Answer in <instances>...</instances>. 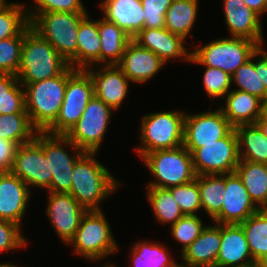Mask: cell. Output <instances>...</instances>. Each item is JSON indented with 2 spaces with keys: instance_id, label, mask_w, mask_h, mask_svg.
Listing matches in <instances>:
<instances>
[{
  "instance_id": "6da1fadb",
  "label": "cell",
  "mask_w": 267,
  "mask_h": 267,
  "mask_svg": "<svg viewBox=\"0 0 267 267\" xmlns=\"http://www.w3.org/2000/svg\"><path fill=\"white\" fill-rule=\"evenodd\" d=\"M96 153L85 152L75 163L70 194L85 209L102 210L99 203L118 189L120 182L96 160Z\"/></svg>"
},
{
  "instance_id": "7a4b0ae2",
  "label": "cell",
  "mask_w": 267,
  "mask_h": 267,
  "mask_svg": "<svg viewBox=\"0 0 267 267\" xmlns=\"http://www.w3.org/2000/svg\"><path fill=\"white\" fill-rule=\"evenodd\" d=\"M77 70L68 66L56 77L24 86L26 111L38 132H45L55 122L64 100L67 80Z\"/></svg>"
},
{
  "instance_id": "3957f363",
  "label": "cell",
  "mask_w": 267,
  "mask_h": 267,
  "mask_svg": "<svg viewBox=\"0 0 267 267\" xmlns=\"http://www.w3.org/2000/svg\"><path fill=\"white\" fill-rule=\"evenodd\" d=\"M69 66L58 51L29 24L24 29L18 81L25 86L60 75Z\"/></svg>"
},
{
  "instance_id": "277c9868",
  "label": "cell",
  "mask_w": 267,
  "mask_h": 267,
  "mask_svg": "<svg viewBox=\"0 0 267 267\" xmlns=\"http://www.w3.org/2000/svg\"><path fill=\"white\" fill-rule=\"evenodd\" d=\"M31 27L77 69V34L88 13H27Z\"/></svg>"
},
{
  "instance_id": "5b68a950",
  "label": "cell",
  "mask_w": 267,
  "mask_h": 267,
  "mask_svg": "<svg viewBox=\"0 0 267 267\" xmlns=\"http://www.w3.org/2000/svg\"><path fill=\"white\" fill-rule=\"evenodd\" d=\"M258 44L240 37L219 38L191 51L189 63L219 68L232 76L258 51Z\"/></svg>"
},
{
  "instance_id": "8992f818",
  "label": "cell",
  "mask_w": 267,
  "mask_h": 267,
  "mask_svg": "<svg viewBox=\"0 0 267 267\" xmlns=\"http://www.w3.org/2000/svg\"><path fill=\"white\" fill-rule=\"evenodd\" d=\"M142 161L156 178L147 187L169 189L196 179L192 155L183 146L146 153Z\"/></svg>"
},
{
  "instance_id": "52a82bcc",
  "label": "cell",
  "mask_w": 267,
  "mask_h": 267,
  "mask_svg": "<svg viewBox=\"0 0 267 267\" xmlns=\"http://www.w3.org/2000/svg\"><path fill=\"white\" fill-rule=\"evenodd\" d=\"M103 213L102 210H89L85 213L74 238L69 242L74 246L75 254L97 262L119 250Z\"/></svg>"
},
{
  "instance_id": "ba28073f",
  "label": "cell",
  "mask_w": 267,
  "mask_h": 267,
  "mask_svg": "<svg viewBox=\"0 0 267 267\" xmlns=\"http://www.w3.org/2000/svg\"><path fill=\"white\" fill-rule=\"evenodd\" d=\"M183 111H164L144 115L141 119V144L135 148L140 158L156 150L173 149L183 145Z\"/></svg>"
},
{
  "instance_id": "9c48e42d",
  "label": "cell",
  "mask_w": 267,
  "mask_h": 267,
  "mask_svg": "<svg viewBox=\"0 0 267 267\" xmlns=\"http://www.w3.org/2000/svg\"><path fill=\"white\" fill-rule=\"evenodd\" d=\"M34 139L43 148L49 162L50 175H53L51 185L47 190L55 193H70L75 163L85 152L65 135L37 132ZM65 146L72 148L75 153L73 157L66 151Z\"/></svg>"
},
{
  "instance_id": "30bf717a",
  "label": "cell",
  "mask_w": 267,
  "mask_h": 267,
  "mask_svg": "<svg viewBox=\"0 0 267 267\" xmlns=\"http://www.w3.org/2000/svg\"><path fill=\"white\" fill-rule=\"evenodd\" d=\"M94 96V85L84 69H78L68 80L64 100L55 122L45 131L51 135H66L82 116Z\"/></svg>"
},
{
  "instance_id": "8fae6325",
  "label": "cell",
  "mask_w": 267,
  "mask_h": 267,
  "mask_svg": "<svg viewBox=\"0 0 267 267\" xmlns=\"http://www.w3.org/2000/svg\"><path fill=\"white\" fill-rule=\"evenodd\" d=\"M113 109L95 95L74 127L65 135L84 152L97 153L104 139Z\"/></svg>"
},
{
  "instance_id": "7c38bea8",
  "label": "cell",
  "mask_w": 267,
  "mask_h": 267,
  "mask_svg": "<svg viewBox=\"0 0 267 267\" xmlns=\"http://www.w3.org/2000/svg\"><path fill=\"white\" fill-rule=\"evenodd\" d=\"M197 175H218L235 172L240 161L238 137L233 129L226 137L202 144L192 154Z\"/></svg>"
},
{
  "instance_id": "4fadbf2b",
  "label": "cell",
  "mask_w": 267,
  "mask_h": 267,
  "mask_svg": "<svg viewBox=\"0 0 267 267\" xmlns=\"http://www.w3.org/2000/svg\"><path fill=\"white\" fill-rule=\"evenodd\" d=\"M186 114L184 118L183 146L192 154L202 144H210L226 137L234 127L222 110Z\"/></svg>"
},
{
  "instance_id": "5bb4252c",
  "label": "cell",
  "mask_w": 267,
  "mask_h": 267,
  "mask_svg": "<svg viewBox=\"0 0 267 267\" xmlns=\"http://www.w3.org/2000/svg\"><path fill=\"white\" fill-rule=\"evenodd\" d=\"M11 172L28 187L43 189L49 188L53 176L50 175V166L44 150L35 139L19 145Z\"/></svg>"
},
{
  "instance_id": "9a60e30c",
  "label": "cell",
  "mask_w": 267,
  "mask_h": 267,
  "mask_svg": "<svg viewBox=\"0 0 267 267\" xmlns=\"http://www.w3.org/2000/svg\"><path fill=\"white\" fill-rule=\"evenodd\" d=\"M46 215L62 242L69 244L88 211L70 193L48 192Z\"/></svg>"
},
{
  "instance_id": "2e32d148",
  "label": "cell",
  "mask_w": 267,
  "mask_h": 267,
  "mask_svg": "<svg viewBox=\"0 0 267 267\" xmlns=\"http://www.w3.org/2000/svg\"><path fill=\"white\" fill-rule=\"evenodd\" d=\"M221 211L212 219L216 224H241L259 208L236 172L225 174V194Z\"/></svg>"
},
{
  "instance_id": "e0dca14e",
  "label": "cell",
  "mask_w": 267,
  "mask_h": 267,
  "mask_svg": "<svg viewBox=\"0 0 267 267\" xmlns=\"http://www.w3.org/2000/svg\"><path fill=\"white\" fill-rule=\"evenodd\" d=\"M93 66L84 70L90 75L94 85V95L113 110H118L127 96L129 78L118 65H103L97 71Z\"/></svg>"
},
{
  "instance_id": "ac0fdd59",
  "label": "cell",
  "mask_w": 267,
  "mask_h": 267,
  "mask_svg": "<svg viewBox=\"0 0 267 267\" xmlns=\"http://www.w3.org/2000/svg\"><path fill=\"white\" fill-rule=\"evenodd\" d=\"M140 47L155 53L166 65L170 59L183 58L190 61L191 51L184 45L183 37L164 28H143L132 38Z\"/></svg>"
},
{
  "instance_id": "d6986e66",
  "label": "cell",
  "mask_w": 267,
  "mask_h": 267,
  "mask_svg": "<svg viewBox=\"0 0 267 267\" xmlns=\"http://www.w3.org/2000/svg\"><path fill=\"white\" fill-rule=\"evenodd\" d=\"M29 187L10 172L0 173V220L21 226L31 197Z\"/></svg>"
},
{
  "instance_id": "ffe728a7",
  "label": "cell",
  "mask_w": 267,
  "mask_h": 267,
  "mask_svg": "<svg viewBox=\"0 0 267 267\" xmlns=\"http://www.w3.org/2000/svg\"><path fill=\"white\" fill-rule=\"evenodd\" d=\"M255 264L245 233L239 224H221V244L216 267H248Z\"/></svg>"
},
{
  "instance_id": "44dd1931",
  "label": "cell",
  "mask_w": 267,
  "mask_h": 267,
  "mask_svg": "<svg viewBox=\"0 0 267 267\" xmlns=\"http://www.w3.org/2000/svg\"><path fill=\"white\" fill-rule=\"evenodd\" d=\"M224 17L231 37L263 44L261 17L242 0H223Z\"/></svg>"
},
{
  "instance_id": "7402d4cb",
  "label": "cell",
  "mask_w": 267,
  "mask_h": 267,
  "mask_svg": "<svg viewBox=\"0 0 267 267\" xmlns=\"http://www.w3.org/2000/svg\"><path fill=\"white\" fill-rule=\"evenodd\" d=\"M165 63L152 51L131 41L123 53L118 66L130 81L146 83L164 67Z\"/></svg>"
},
{
  "instance_id": "603a6c76",
  "label": "cell",
  "mask_w": 267,
  "mask_h": 267,
  "mask_svg": "<svg viewBox=\"0 0 267 267\" xmlns=\"http://www.w3.org/2000/svg\"><path fill=\"white\" fill-rule=\"evenodd\" d=\"M221 244V224L207 225L180 255L187 267H216Z\"/></svg>"
},
{
  "instance_id": "cb8c5ba5",
  "label": "cell",
  "mask_w": 267,
  "mask_h": 267,
  "mask_svg": "<svg viewBox=\"0 0 267 267\" xmlns=\"http://www.w3.org/2000/svg\"><path fill=\"white\" fill-rule=\"evenodd\" d=\"M99 6L106 21L115 23L132 38L144 28L141 0H102Z\"/></svg>"
},
{
  "instance_id": "d4e9b609",
  "label": "cell",
  "mask_w": 267,
  "mask_h": 267,
  "mask_svg": "<svg viewBox=\"0 0 267 267\" xmlns=\"http://www.w3.org/2000/svg\"><path fill=\"white\" fill-rule=\"evenodd\" d=\"M224 98L226 106H221L220 109L234 128L255 124L263 114L264 102L252 94L236 89L229 91Z\"/></svg>"
},
{
  "instance_id": "484cf974",
  "label": "cell",
  "mask_w": 267,
  "mask_h": 267,
  "mask_svg": "<svg viewBox=\"0 0 267 267\" xmlns=\"http://www.w3.org/2000/svg\"><path fill=\"white\" fill-rule=\"evenodd\" d=\"M98 31L101 41L100 66L118 65L132 37L104 18L98 19Z\"/></svg>"
},
{
  "instance_id": "4316f807",
  "label": "cell",
  "mask_w": 267,
  "mask_h": 267,
  "mask_svg": "<svg viewBox=\"0 0 267 267\" xmlns=\"http://www.w3.org/2000/svg\"><path fill=\"white\" fill-rule=\"evenodd\" d=\"M101 41L98 31V20L87 15L80 23L77 34V69L100 64Z\"/></svg>"
},
{
  "instance_id": "83f0119b",
  "label": "cell",
  "mask_w": 267,
  "mask_h": 267,
  "mask_svg": "<svg viewBox=\"0 0 267 267\" xmlns=\"http://www.w3.org/2000/svg\"><path fill=\"white\" fill-rule=\"evenodd\" d=\"M235 172L254 204L259 209H267V164L240 160Z\"/></svg>"
},
{
  "instance_id": "f1b7e54d",
  "label": "cell",
  "mask_w": 267,
  "mask_h": 267,
  "mask_svg": "<svg viewBox=\"0 0 267 267\" xmlns=\"http://www.w3.org/2000/svg\"><path fill=\"white\" fill-rule=\"evenodd\" d=\"M239 225L245 233L255 264L267 267V209H259Z\"/></svg>"
},
{
  "instance_id": "f546056e",
  "label": "cell",
  "mask_w": 267,
  "mask_h": 267,
  "mask_svg": "<svg viewBox=\"0 0 267 267\" xmlns=\"http://www.w3.org/2000/svg\"><path fill=\"white\" fill-rule=\"evenodd\" d=\"M238 137L240 160L267 164V139L256 124L239 125Z\"/></svg>"
},
{
  "instance_id": "4dcf8cb0",
  "label": "cell",
  "mask_w": 267,
  "mask_h": 267,
  "mask_svg": "<svg viewBox=\"0 0 267 267\" xmlns=\"http://www.w3.org/2000/svg\"><path fill=\"white\" fill-rule=\"evenodd\" d=\"M199 0H173L165 14L164 27L185 40L196 22Z\"/></svg>"
},
{
  "instance_id": "1f68e13d",
  "label": "cell",
  "mask_w": 267,
  "mask_h": 267,
  "mask_svg": "<svg viewBox=\"0 0 267 267\" xmlns=\"http://www.w3.org/2000/svg\"><path fill=\"white\" fill-rule=\"evenodd\" d=\"M201 209L213 219L222 209L225 194V174L197 175Z\"/></svg>"
},
{
  "instance_id": "d6a6232c",
  "label": "cell",
  "mask_w": 267,
  "mask_h": 267,
  "mask_svg": "<svg viewBox=\"0 0 267 267\" xmlns=\"http://www.w3.org/2000/svg\"><path fill=\"white\" fill-rule=\"evenodd\" d=\"M143 241L136 242L131 248L130 257L134 267H176L179 264L169 256L164 244Z\"/></svg>"
},
{
  "instance_id": "836d02e7",
  "label": "cell",
  "mask_w": 267,
  "mask_h": 267,
  "mask_svg": "<svg viewBox=\"0 0 267 267\" xmlns=\"http://www.w3.org/2000/svg\"><path fill=\"white\" fill-rule=\"evenodd\" d=\"M13 113H27L24 86L16 75L0 74V114Z\"/></svg>"
},
{
  "instance_id": "e575fe53",
  "label": "cell",
  "mask_w": 267,
  "mask_h": 267,
  "mask_svg": "<svg viewBox=\"0 0 267 267\" xmlns=\"http://www.w3.org/2000/svg\"><path fill=\"white\" fill-rule=\"evenodd\" d=\"M147 199L151 204L155 218L160 223L173 225L184 214L168 189L146 187Z\"/></svg>"
},
{
  "instance_id": "d590c367",
  "label": "cell",
  "mask_w": 267,
  "mask_h": 267,
  "mask_svg": "<svg viewBox=\"0 0 267 267\" xmlns=\"http://www.w3.org/2000/svg\"><path fill=\"white\" fill-rule=\"evenodd\" d=\"M37 130L32 126L28 113L0 114V138L19 145L32 141Z\"/></svg>"
},
{
  "instance_id": "8d00e7d4",
  "label": "cell",
  "mask_w": 267,
  "mask_h": 267,
  "mask_svg": "<svg viewBox=\"0 0 267 267\" xmlns=\"http://www.w3.org/2000/svg\"><path fill=\"white\" fill-rule=\"evenodd\" d=\"M258 51L245 64L241 65L231 76L232 82L238 87L237 90L247 92L263 102L267 98V91L260 79V59H257Z\"/></svg>"
},
{
  "instance_id": "74e56055",
  "label": "cell",
  "mask_w": 267,
  "mask_h": 267,
  "mask_svg": "<svg viewBox=\"0 0 267 267\" xmlns=\"http://www.w3.org/2000/svg\"><path fill=\"white\" fill-rule=\"evenodd\" d=\"M25 4L0 2V40L18 36L29 24Z\"/></svg>"
},
{
  "instance_id": "f35d334b",
  "label": "cell",
  "mask_w": 267,
  "mask_h": 267,
  "mask_svg": "<svg viewBox=\"0 0 267 267\" xmlns=\"http://www.w3.org/2000/svg\"><path fill=\"white\" fill-rule=\"evenodd\" d=\"M23 42L24 30L18 36L0 40V74L17 75Z\"/></svg>"
},
{
  "instance_id": "ab89813d",
  "label": "cell",
  "mask_w": 267,
  "mask_h": 267,
  "mask_svg": "<svg viewBox=\"0 0 267 267\" xmlns=\"http://www.w3.org/2000/svg\"><path fill=\"white\" fill-rule=\"evenodd\" d=\"M206 227L198 215H184L171 225V235L181 243V253L201 234Z\"/></svg>"
},
{
  "instance_id": "60d3db41",
  "label": "cell",
  "mask_w": 267,
  "mask_h": 267,
  "mask_svg": "<svg viewBox=\"0 0 267 267\" xmlns=\"http://www.w3.org/2000/svg\"><path fill=\"white\" fill-rule=\"evenodd\" d=\"M184 215H197L201 209L200 191L196 180L168 189Z\"/></svg>"
},
{
  "instance_id": "b9f144b4",
  "label": "cell",
  "mask_w": 267,
  "mask_h": 267,
  "mask_svg": "<svg viewBox=\"0 0 267 267\" xmlns=\"http://www.w3.org/2000/svg\"><path fill=\"white\" fill-rule=\"evenodd\" d=\"M231 76L219 68L205 66L203 74L204 89L211 99L223 98L231 90Z\"/></svg>"
},
{
  "instance_id": "7bdbcfd3",
  "label": "cell",
  "mask_w": 267,
  "mask_h": 267,
  "mask_svg": "<svg viewBox=\"0 0 267 267\" xmlns=\"http://www.w3.org/2000/svg\"><path fill=\"white\" fill-rule=\"evenodd\" d=\"M173 0H141L144 28H164L165 14Z\"/></svg>"
},
{
  "instance_id": "ee69618b",
  "label": "cell",
  "mask_w": 267,
  "mask_h": 267,
  "mask_svg": "<svg viewBox=\"0 0 267 267\" xmlns=\"http://www.w3.org/2000/svg\"><path fill=\"white\" fill-rule=\"evenodd\" d=\"M34 9L27 13L68 12L88 13L81 0H33ZM36 7V8H35Z\"/></svg>"
},
{
  "instance_id": "f6af8a7d",
  "label": "cell",
  "mask_w": 267,
  "mask_h": 267,
  "mask_svg": "<svg viewBox=\"0 0 267 267\" xmlns=\"http://www.w3.org/2000/svg\"><path fill=\"white\" fill-rule=\"evenodd\" d=\"M21 226L7 220H0V253L26 246Z\"/></svg>"
},
{
  "instance_id": "bcb514c9",
  "label": "cell",
  "mask_w": 267,
  "mask_h": 267,
  "mask_svg": "<svg viewBox=\"0 0 267 267\" xmlns=\"http://www.w3.org/2000/svg\"><path fill=\"white\" fill-rule=\"evenodd\" d=\"M19 144L0 138V173L10 172Z\"/></svg>"
},
{
  "instance_id": "7dc6e473",
  "label": "cell",
  "mask_w": 267,
  "mask_h": 267,
  "mask_svg": "<svg viewBox=\"0 0 267 267\" xmlns=\"http://www.w3.org/2000/svg\"><path fill=\"white\" fill-rule=\"evenodd\" d=\"M258 57L260 58V79L267 91V51L264 50L262 45L258 46Z\"/></svg>"
},
{
  "instance_id": "c3c4849f",
  "label": "cell",
  "mask_w": 267,
  "mask_h": 267,
  "mask_svg": "<svg viewBox=\"0 0 267 267\" xmlns=\"http://www.w3.org/2000/svg\"><path fill=\"white\" fill-rule=\"evenodd\" d=\"M246 6L256 12L260 17L267 12V0H242Z\"/></svg>"
},
{
  "instance_id": "681fc988",
  "label": "cell",
  "mask_w": 267,
  "mask_h": 267,
  "mask_svg": "<svg viewBox=\"0 0 267 267\" xmlns=\"http://www.w3.org/2000/svg\"><path fill=\"white\" fill-rule=\"evenodd\" d=\"M255 124L259 127L264 137L267 139V116L263 113Z\"/></svg>"
},
{
  "instance_id": "f907efd6",
  "label": "cell",
  "mask_w": 267,
  "mask_h": 267,
  "mask_svg": "<svg viewBox=\"0 0 267 267\" xmlns=\"http://www.w3.org/2000/svg\"><path fill=\"white\" fill-rule=\"evenodd\" d=\"M0 267H17V266H16V264L14 265V264L9 263V262L8 263H4V262L1 263L0 262Z\"/></svg>"
},
{
  "instance_id": "816d5d0a",
  "label": "cell",
  "mask_w": 267,
  "mask_h": 267,
  "mask_svg": "<svg viewBox=\"0 0 267 267\" xmlns=\"http://www.w3.org/2000/svg\"><path fill=\"white\" fill-rule=\"evenodd\" d=\"M263 113L267 116V98L264 100Z\"/></svg>"
},
{
  "instance_id": "f5cc1de1",
  "label": "cell",
  "mask_w": 267,
  "mask_h": 267,
  "mask_svg": "<svg viewBox=\"0 0 267 267\" xmlns=\"http://www.w3.org/2000/svg\"><path fill=\"white\" fill-rule=\"evenodd\" d=\"M101 267H117V265H116V264L108 263V264L103 265V266H101Z\"/></svg>"
},
{
  "instance_id": "db71d44e",
  "label": "cell",
  "mask_w": 267,
  "mask_h": 267,
  "mask_svg": "<svg viewBox=\"0 0 267 267\" xmlns=\"http://www.w3.org/2000/svg\"><path fill=\"white\" fill-rule=\"evenodd\" d=\"M248 267H262L260 265H251V266H248Z\"/></svg>"
},
{
  "instance_id": "11a10c76",
  "label": "cell",
  "mask_w": 267,
  "mask_h": 267,
  "mask_svg": "<svg viewBox=\"0 0 267 267\" xmlns=\"http://www.w3.org/2000/svg\"><path fill=\"white\" fill-rule=\"evenodd\" d=\"M176 267H187V266L181 265V264L179 263Z\"/></svg>"
}]
</instances>
